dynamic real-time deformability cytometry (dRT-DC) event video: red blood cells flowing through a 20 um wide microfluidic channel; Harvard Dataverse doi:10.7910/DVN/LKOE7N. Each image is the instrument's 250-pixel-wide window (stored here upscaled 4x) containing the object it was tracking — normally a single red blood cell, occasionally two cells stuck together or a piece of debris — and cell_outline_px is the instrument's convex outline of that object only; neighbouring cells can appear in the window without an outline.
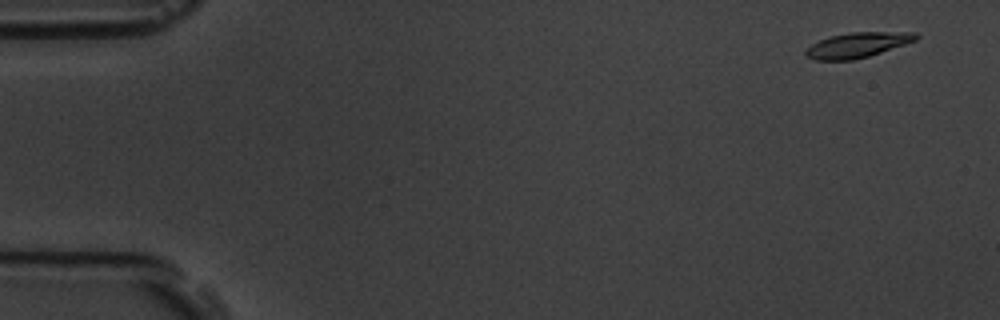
{"species": "common noctule bat (a hibernating species)", "species_latin": "Nyctalus noctula", "temperature_condition": "room temperature", "stored_images_in_passage": 5, "camera_frame_rate_fps": 3000, "um_per_image_px": 0.085, "animal": {"sex": "male", "body_mass_g": 19.5, "forearm_length_mm": 54.6}, "frame": {"image": 1, "passage_image": 1, "time_ms": 0.0, "image_size_px": [1000, 320], "cell_outline_px": [[920, 36], [916, 40], [868, 56], [852, 60], [816, 60], [808, 56], [804, 52], [812, 44], [820, 40], [832, 36], [848, 32], [916, 32]], "centroid_in_image_um": [72.9, 3.81], "position_along_channel_um": 12.1, "area_um2": 15.84}}
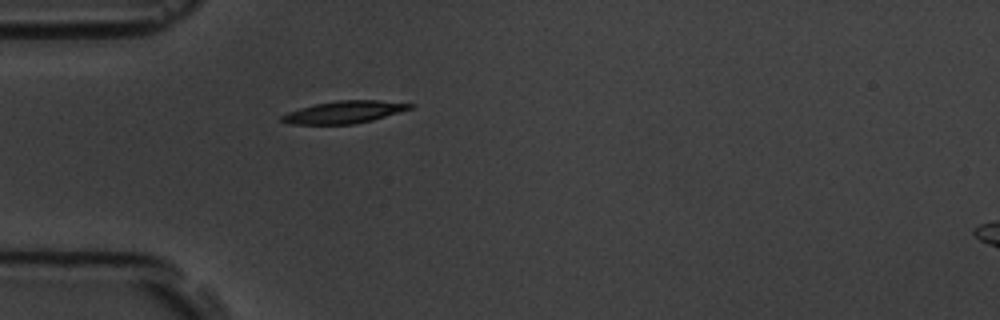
{"frame": {"image": 2, "passage_image": 5, "time_ms": 4.667, "image_size_px": [1000, 320], "cell_outline_px": [[416, 104], [412, 108], [372, 120], [352, 124], [292, 124], [280, 120], [280, 116], [288, 112], [300, 108], [316, 104], [340, 100], [380, 100]], "centroid_in_image_um": [29.27, 9.52], "position_along_channel_um": 55.7, "area_um2": 16.47}}